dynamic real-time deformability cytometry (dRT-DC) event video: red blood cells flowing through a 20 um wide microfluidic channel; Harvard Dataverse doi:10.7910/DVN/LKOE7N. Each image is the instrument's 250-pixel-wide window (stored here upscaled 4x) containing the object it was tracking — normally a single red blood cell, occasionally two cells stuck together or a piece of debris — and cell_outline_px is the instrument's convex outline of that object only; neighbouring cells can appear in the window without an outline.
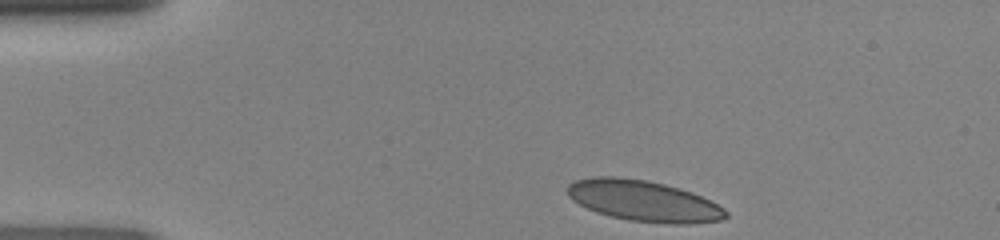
{"species": "human", "species_latin": "Homo sapiens", "temperature_condition": "room temperature", "stored_images_in_passage": 32, "camera_frame_rate_fps": 3000, "um_per_image_px": 0.085, "donor": {"sex": "female"}, "frame": {"image": 1, "passage_image": 1, "time_ms": 0.0, "image_size_px": [1000, 240], "cell_outline_px": [[728, 216], [720, 220], [688, 224], [668, 224], [628, 220], [596, 212], [572, 200], [568, 196], [568, 184], [576, 180], [592, 176], [616, 176], [644, 180], [664, 184], [680, 188], [692, 192], [724, 208], [728, 212]], "centroid_in_image_um": [54.7, 17.07], "position_along_channel_um": 30.3, "area_um2": 37.63}}
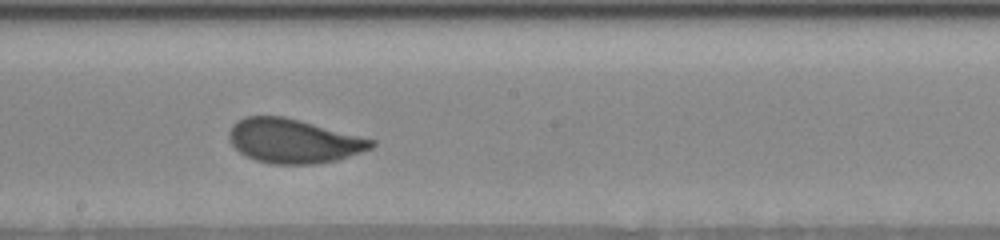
{"frame": {"image": 2, "passage_image": 19, "time_ms": 6.0, "image_size_px": [1000, 240], "cell_outline_px": [[376, 144], [372, 148], [336, 160], [316, 164], [272, 164], [256, 160], [240, 152], [228, 140], [228, 132], [232, 124], [244, 116], [284, 116], [300, 120], [376, 140]], "centroid_in_image_um": [24.93, 11.97], "position_along_channel_um": 223.3, "area_um2": 36.59}}
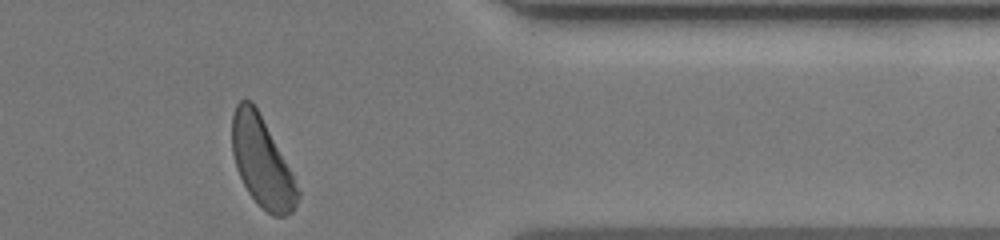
{"frame": {"image": 3, "passage_image": 32, "time_ms": 10.333, "image_size_px": [1000, 240], "cell_outline_px": [[300, 196], [292, 212], [284, 216], [272, 216], [248, 192], [236, 168], [232, 152], [232, 116], [236, 104], [240, 100], [252, 100], [288, 168], [300, 192]], "centroid_in_image_um": [22.23, 13.78], "position_along_channel_um": 389.2, "area_um2": 33.23}}